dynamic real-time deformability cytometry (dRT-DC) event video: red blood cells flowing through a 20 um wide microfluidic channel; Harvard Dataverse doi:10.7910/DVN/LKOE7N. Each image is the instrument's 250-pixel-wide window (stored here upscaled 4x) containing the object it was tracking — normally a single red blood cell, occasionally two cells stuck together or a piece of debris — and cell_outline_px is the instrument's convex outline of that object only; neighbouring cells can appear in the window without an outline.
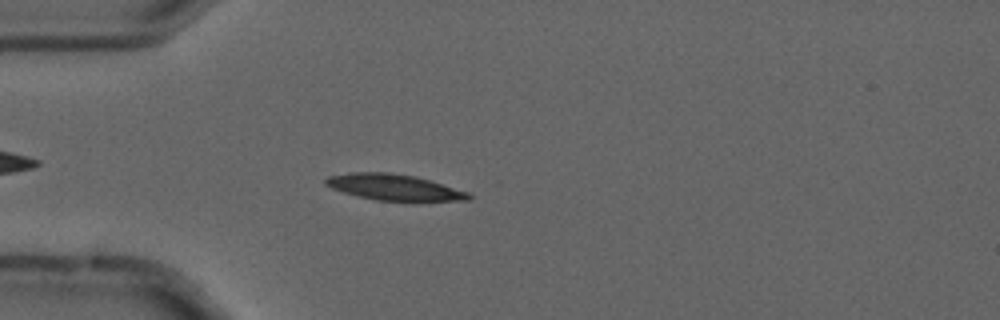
{"species": "common noctule bat (a hibernating species)", "species_latin": "Nyctalus noctula", "temperature_condition": "cold", "stored_images_in_passage": 49, "camera_frame_rate_fps": 3000, "um_per_image_px": 0.085, "animal": {"sex": "male", "forearm_length_mm": 52.5}, "frame": {"image": 1, "passage_image": 9, "time_ms": 2.667, "image_size_px": [1000, 320], "cell_outline_px": [[472, 200], [420, 204], [416, 204], [376, 200], [344, 192], [332, 188], [324, 184], [324, 180], [328, 176], [348, 172], [388, 172], [416, 176], [468, 192], [472, 196]], "centroid_in_image_um": [33.61, 15.97], "position_along_channel_um": 51.4, "area_um2": 22.77}}
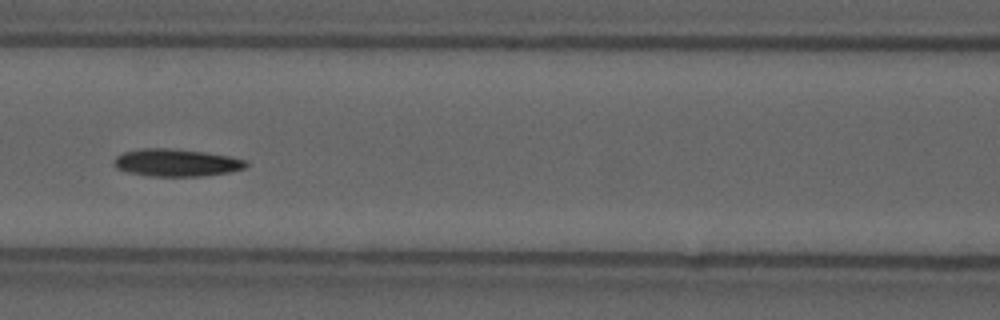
{"frame": {"image": 2, "passage_image": 18, "time_ms": 5.667, "image_size_px": [1000, 320], "cell_outline_px": [[248, 164], [244, 168], [228, 172], [200, 176], [148, 176], [128, 172], [116, 168], [112, 160], [116, 156], [124, 152], [144, 148], [168, 148], [200, 152], [228, 156], [244, 160]], "centroid_in_image_um": [14.92, 13.83], "position_along_channel_um": 151.7, "area_um2": 20.81}}
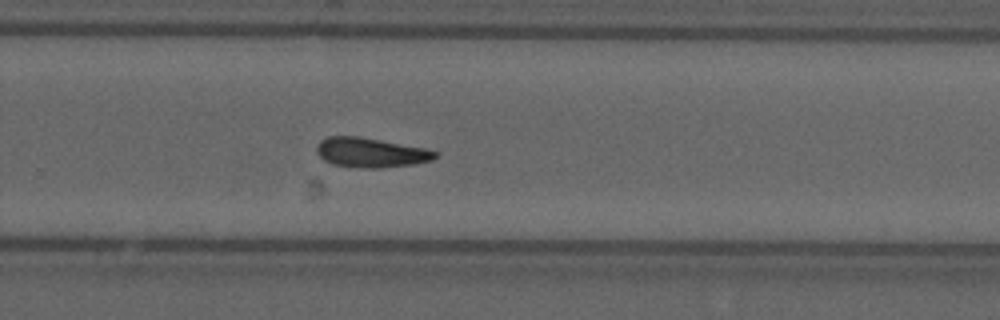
{"frame": {"image": 3, "passage_image": 30, "time_ms": 9.667, "image_size_px": [1000, 320], "cell_outline_px": [[436, 156], [432, 160], [412, 164], [380, 168], [364, 168], [332, 164], [324, 160], [316, 152], [316, 148], [320, 140], [328, 136], [356, 136], [424, 148], [436, 152]], "centroid_in_image_um": [31.46, 12.97], "position_along_channel_um": 298.3, "area_um2": 20.11}, "authors_computed_cell_mechanics": {"area_um2": 20.2878, "velocity_mm_per_s": 3.6862, "shape_relaxation_time_tau1_ms": 6.4721, "shape_relaxation_time_tau2_ms": 7.8714, "deformation_change_tau1": 0.1513, "deformation_change_tau2": 0.168}}